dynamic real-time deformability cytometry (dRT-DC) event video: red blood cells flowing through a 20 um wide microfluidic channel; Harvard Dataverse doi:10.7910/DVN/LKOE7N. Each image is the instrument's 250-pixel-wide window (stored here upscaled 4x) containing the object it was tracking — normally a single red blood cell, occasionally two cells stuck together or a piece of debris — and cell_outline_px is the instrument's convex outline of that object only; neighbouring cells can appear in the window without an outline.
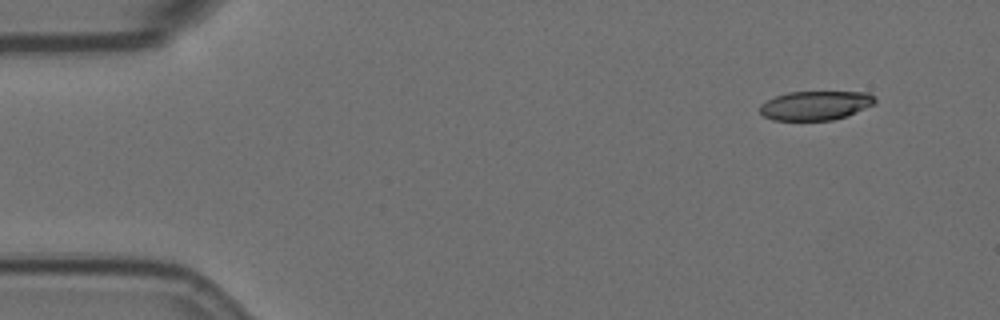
{"species": "Egyptian fruit bat (a non-hibernating species)", "species_latin": "Rousettus aegyptiacus", "temperature_condition": "room temperature", "stored_images_in_passage": 11, "camera_frame_rate_fps": 3000, "um_per_image_px": 0.085, "animal": {"sex": "female"}, "frame": {"image": 1, "passage_image": 1, "time_ms": 0.0, "image_size_px": [1000, 320], "cell_outline_px": [[876, 104], [848, 116], [832, 120], [772, 120], [764, 116], [760, 112], [760, 104], [776, 96], [788, 92], [868, 92], [876, 96]], "centroid_in_image_um": [69.37, 8.96], "position_along_channel_um": 15.6, "area_um2": 19.71}}
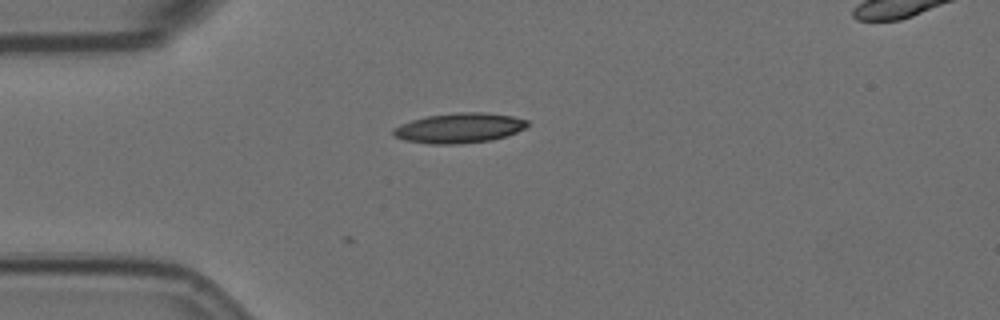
{"frame": {"image": 2, "passage_image": 11, "time_ms": 3.333, "image_size_px": [1000, 320], "cell_outline_px": [[528, 124], [524, 128], [516, 132], [492, 140], [460, 144], [428, 144], [404, 140], [396, 136], [392, 132], [392, 128], [400, 124], [412, 120], [428, 116], [460, 112], [480, 112], [512, 116], [528, 120]], "centroid_in_image_um": [39.01, 10.89], "position_along_channel_um": 46.0, "area_um2": 23.29}}